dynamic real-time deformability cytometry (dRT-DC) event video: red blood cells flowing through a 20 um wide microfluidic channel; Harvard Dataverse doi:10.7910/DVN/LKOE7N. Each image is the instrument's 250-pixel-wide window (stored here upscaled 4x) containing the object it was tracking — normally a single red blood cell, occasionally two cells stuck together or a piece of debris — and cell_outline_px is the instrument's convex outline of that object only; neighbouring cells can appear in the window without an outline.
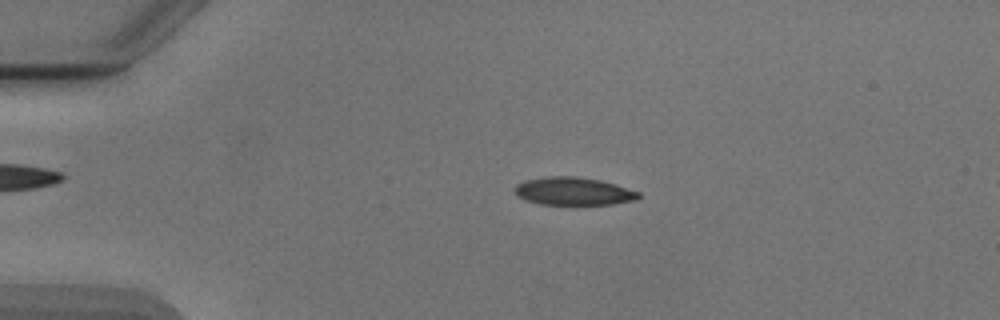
{"species": "Egyptian fruit bat (a non-hibernating species)", "species_latin": "Rousettus aegyptiacus", "temperature_condition": "cold", "stored_images_in_passage": 5, "camera_frame_rate_fps": 3000, "um_per_image_px": 0.085, "animal": {"sex": "male"}, "frame": {"image": 1, "passage_image": 3, "time_ms": 2.333, "image_size_px": [1000, 320], "cell_outline_px": [[640, 196], [636, 200], [612, 204], [540, 204], [524, 200], [512, 188], [516, 184], [524, 180], [544, 176], [576, 176], [600, 180], [616, 184], [640, 192]], "centroid_in_image_um": [48.73, 16.24], "position_along_channel_um": 36.3, "area_um2": 20.23}}